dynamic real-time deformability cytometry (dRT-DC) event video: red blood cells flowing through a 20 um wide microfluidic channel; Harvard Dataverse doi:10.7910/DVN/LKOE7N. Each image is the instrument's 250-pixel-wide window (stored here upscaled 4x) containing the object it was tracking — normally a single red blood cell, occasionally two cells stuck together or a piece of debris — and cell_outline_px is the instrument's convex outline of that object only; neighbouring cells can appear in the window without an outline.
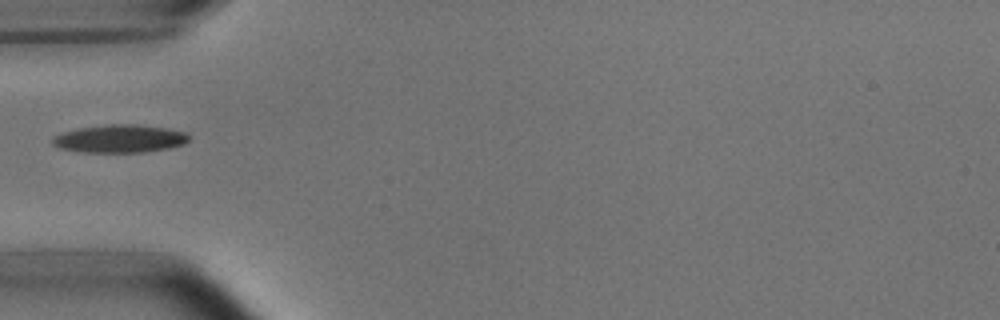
{"species": "common noctule bat (a hibernating species)", "species_latin": "Nyctalus noctula", "temperature_condition": "room temperature", "stored_images_in_passage": 34, "camera_frame_rate_fps": 3000, "um_per_image_px": 0.085, "animal": {"sex": "male", "body_mass_g": 15.6}, "frame": {"image": 1, "passage_image": 1, "time_ms": 0.0, "image_size_px": [1000, 320], "cell_outline_px": [[188, 140], [184, 144], [168, 148], [144, 152], [80, 152], [60, 148], [52, 144], [52, 136], [64, 132], [80, 128], [108, 124], [132, 124], [164, 128], [184, 132], [188, 136]], "centroid_in_image_um": [10.14, 11.79], "position_along_channel_um": 74.9, "area_um2": 21.96}}
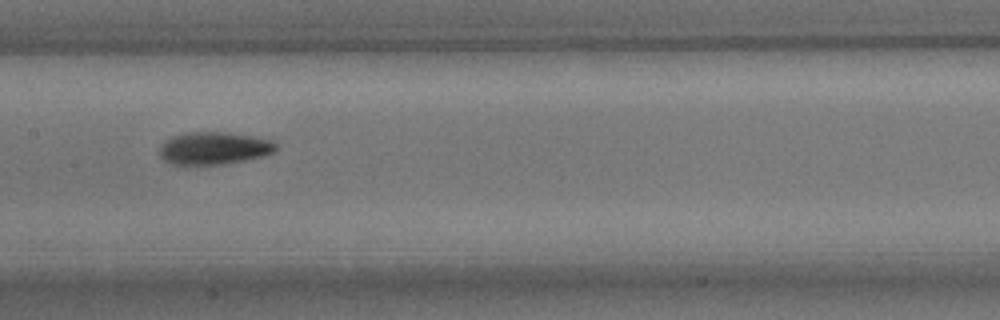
{"frame": {"image": 2, "passage_image": 10, "time_ms": 3.0, "image_size_px": [1000, 320], "cell_outline_px": [[276, 152], [264, 156], [244, 160], [220, 164], [172, 164], [164, 160], [160, 156], [160, 148], [164, 140], [172, 136], [184, 132], [224, 132], [252, 136], [272, 140], [276, 144]], "centroid_in_image_um": [18.19, 12.58], "position_along_channel_um": 189.2, "area_um2": 22.02}}
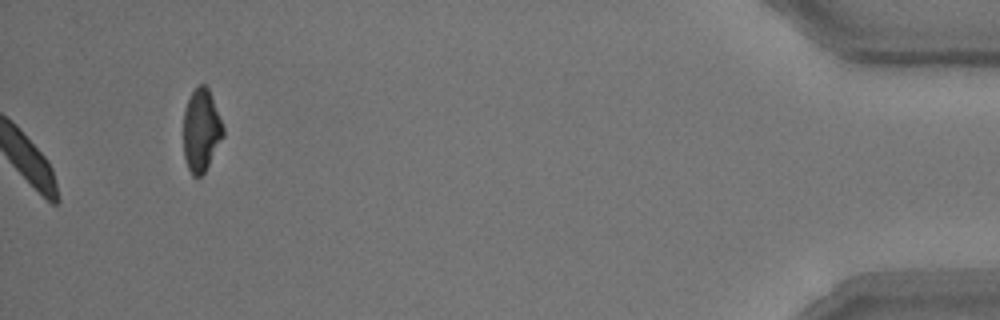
{"frame": {"image": 3, "passage_image": 34, "time_ms": 11.0, "image_size_px": [1000, 320], "cell_outline_px": [[224, 136], [204, 172], [200, 176], [192, 176], [188, 168], [184, 156], [184, 108], [192, 92], [200, 84], [204, 84], [208, 88], [224, 128]], "centroid_in_image_um": [17.1, 11.08], "position_along_channel_um": 418.1, "area_um2": 18.84}}